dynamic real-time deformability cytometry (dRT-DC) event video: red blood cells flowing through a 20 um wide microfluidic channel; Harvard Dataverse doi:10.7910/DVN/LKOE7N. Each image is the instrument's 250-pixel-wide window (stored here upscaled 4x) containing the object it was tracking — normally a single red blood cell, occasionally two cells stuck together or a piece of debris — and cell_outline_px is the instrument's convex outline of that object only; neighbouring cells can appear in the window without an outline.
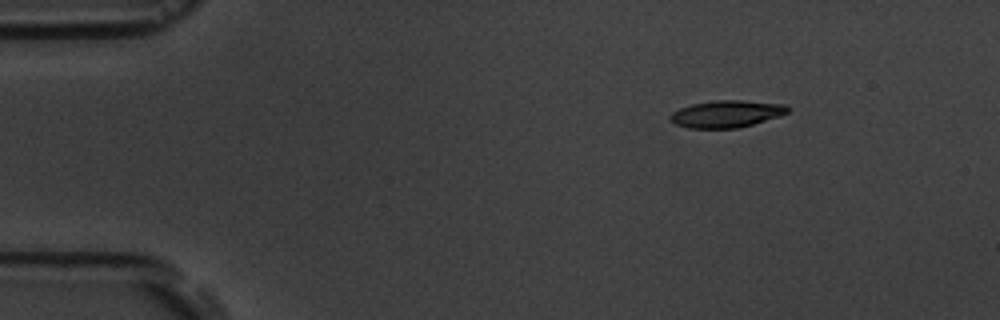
{"species": "common noctule bat (a hibernating species)", "species_latin": "Nyctalus noctula", "temperature_condition": "room temperature", "stored_images_in_passage": 5, "camera_frame_rate_fps": 3000, "um_per_image_px": 0.085, "animal": {"sex": "male", "body_mass_g": 19.5, "forearm_length_mm": 54.6}, "frame": {"image": 1, "passage_image": 2, "time_ms": 2.333, "image_size_px": [1000, 320], "cell_outline_px": [[792, 108], [788, 112], [780, 116], [752, 124], [736, 128], [688, 128], [676, 124], [668, 116], [672, 112], [680, 108], [692, 104], [716, 100], [740, 100], [784, 104]], "centroid_in_image_um": [61.77, 9.67], "position_along_channel_um": 23.2, "area_um2": 18.44}}